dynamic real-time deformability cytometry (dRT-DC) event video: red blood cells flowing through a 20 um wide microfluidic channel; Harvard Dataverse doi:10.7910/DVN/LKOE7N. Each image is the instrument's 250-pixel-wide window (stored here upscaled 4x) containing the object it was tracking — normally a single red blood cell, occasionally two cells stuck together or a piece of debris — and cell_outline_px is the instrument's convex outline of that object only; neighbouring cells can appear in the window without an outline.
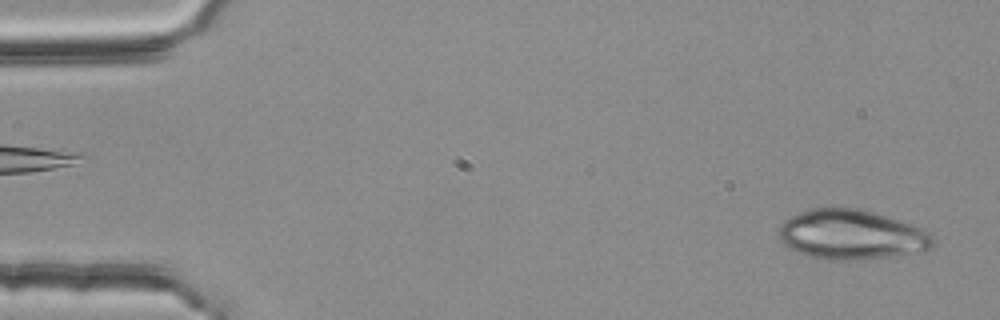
{"species": "common noctule bat (a hibernating species)", "species_latin": "Nyctalus noctula", "temperature_condition": "room temperature", "stored_images_in_passage": 51, "camera_frame_rate_fps": 3000, "um_per_image_px": 0.085, "animal": {"sex": "female", "body_mass_g": 25.1}, "frame": {"image": 1, "passage_image": 2, "time_ms": 0.333, "image_size_px": [1000, 320], "cell_outline_px": [[936, 240], [932, 248], [928, 252], [868, 260], [828, 260], [812, 256], [800, 252], [784, 244], [780, 240], [780, 224], [784, 220], [808, 208], [860, 208], [876, 212], [924, 228]], "centroid_in_image_um": [72.49, 19.96], "position_along_channel_um": 12.5, "area_um2": 45.37}}
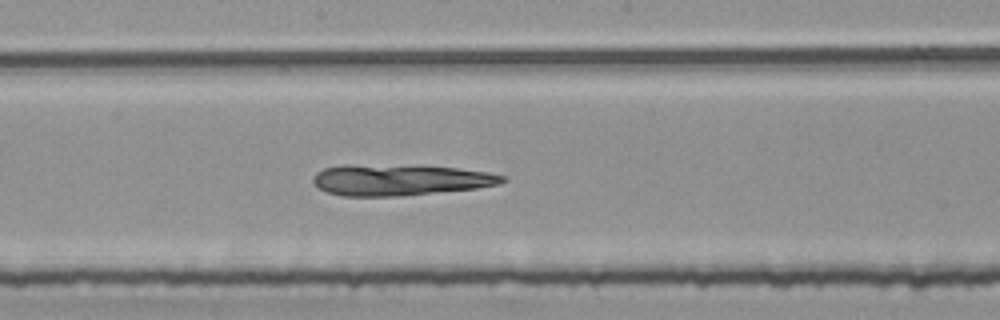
{"frame": {"image": 2, "passage_image": 28, "time_ms": 9.0, "image_size_px": [1000, 320], "cell_outline_px": [[508, 180], [500, 184], [476, 188], [400, 196], [344, 196], [328, 192], [320, 188], [312, 180], [312, 176], [316, 172], [324, 168], [344, 164], [348, 164], [456, 168], [488, 172], [508, 176]], "centroid_in_image_um": [34.0, 15.3], "position_along_channel_um": 214.2, "area_um2": 33.99}}
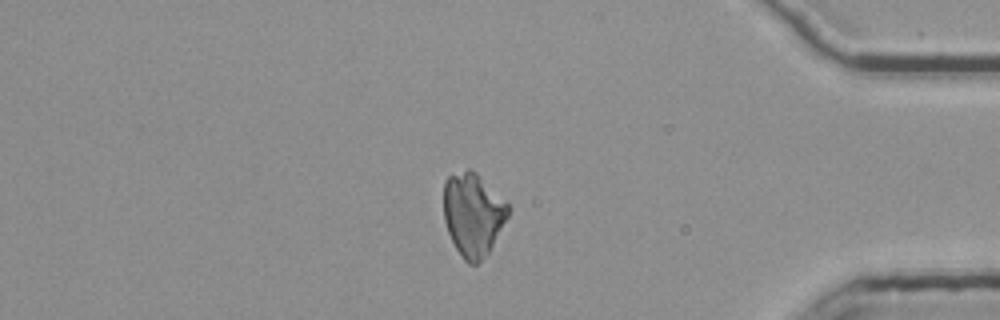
{"frame": {"image": 3, "passage_image": 45, "time_ms": 14.667, "image_size_px": [1000, 320], "cell_outline_px": [[508, 216], [488, 252], [476, 264], [468, 264], [464, 260], [456, 248], [448, 232], [444, 220], [444, 180], [448, 176], [468, 168], [476, 172], [508, 204]], "centroid_in_image_um": [40.18, 18.2], "position_along_channel_um": 395.0, "area_um2": 30.81}}